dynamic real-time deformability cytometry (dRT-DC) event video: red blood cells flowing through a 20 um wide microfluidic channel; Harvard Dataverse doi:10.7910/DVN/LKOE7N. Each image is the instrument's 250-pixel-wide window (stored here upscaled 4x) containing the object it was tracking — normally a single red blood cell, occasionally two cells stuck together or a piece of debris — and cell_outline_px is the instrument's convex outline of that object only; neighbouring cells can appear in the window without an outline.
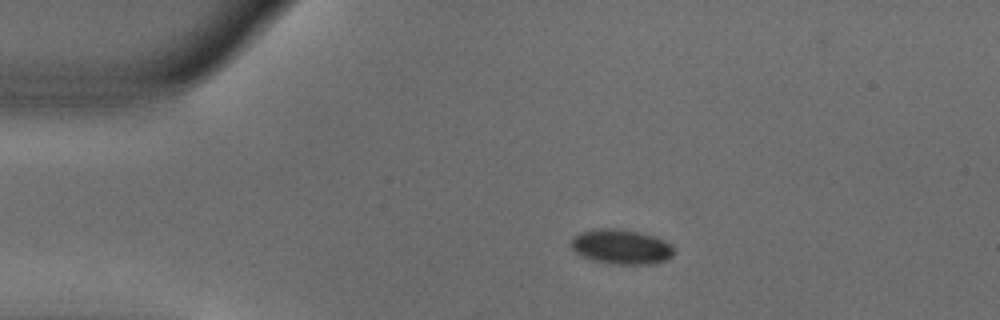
{"species": "common noctule bat (a hibernating species)", "species_latin": "Nyctalus noctula", "temperature_condition": "warm", "stored_images_in_passage": 6, "camera_frame_rate_fps": 3000, "um_per_image_px": 0.085, "animal": {"sex": "male", "body_mass_g": 18.8}, "frame": {"image": 1, "passage_image": 1, "time_ms": 0.0, "image_size_px": [1000, 320], "cell_outline_px": [[676, 252], [672, 256], [664, 260], [648, 264], [620, 264], [592, 260], [580, 256], [568, 244], [572, 236], [580, 232], [592, 228], [612, 228], [636, 232], [652, 236], [664, 240], [672, 244]], "centroid_in_image_um": [52.75, 20.96], "position_along_channel_um": 32.2, "area_um2": 20.92}}